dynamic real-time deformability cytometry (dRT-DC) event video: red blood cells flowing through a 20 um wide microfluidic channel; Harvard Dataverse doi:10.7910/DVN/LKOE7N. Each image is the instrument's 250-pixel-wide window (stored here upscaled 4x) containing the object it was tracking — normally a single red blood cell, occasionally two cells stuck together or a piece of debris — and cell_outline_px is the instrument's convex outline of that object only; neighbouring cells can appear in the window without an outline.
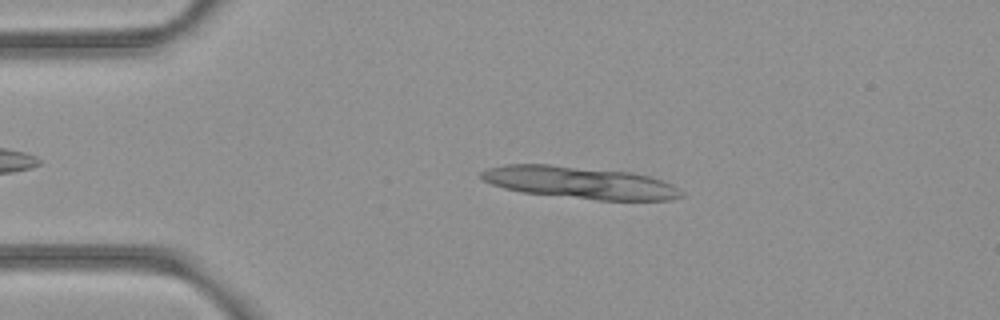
{"species": "common noctule bat (a hibernating species)", "species_latin": "Nyctalus noctula", "temperature_condition": "room temperature", "stored_images_in_passage": 6, "segment_of_instrument_passage": [1, 2], "camera_frame_rate_fps": 3000, "um_per_image_px": 0.085, "animal": {"sex": "female", "body_mass_g": 21.9}, "frame": {"image": 1, "passage_image": 3, "time_ms": 0.667, "image_size_px": [1000, 320], "cell_outline_px": [[684, 196], [672, 200], [596, 200], [524, 192], [504, 188], [492, 184], [484, 180], [480, 176], [480, 172], [488, 168], [504, 164], [548, 164], [632, 172], [648, 176], [672, 184], [684, 192]], "centroid_in_image_um": [49.31, 15.52], "position_along_channel_um": 35.7, "area_um2": 37.45}}